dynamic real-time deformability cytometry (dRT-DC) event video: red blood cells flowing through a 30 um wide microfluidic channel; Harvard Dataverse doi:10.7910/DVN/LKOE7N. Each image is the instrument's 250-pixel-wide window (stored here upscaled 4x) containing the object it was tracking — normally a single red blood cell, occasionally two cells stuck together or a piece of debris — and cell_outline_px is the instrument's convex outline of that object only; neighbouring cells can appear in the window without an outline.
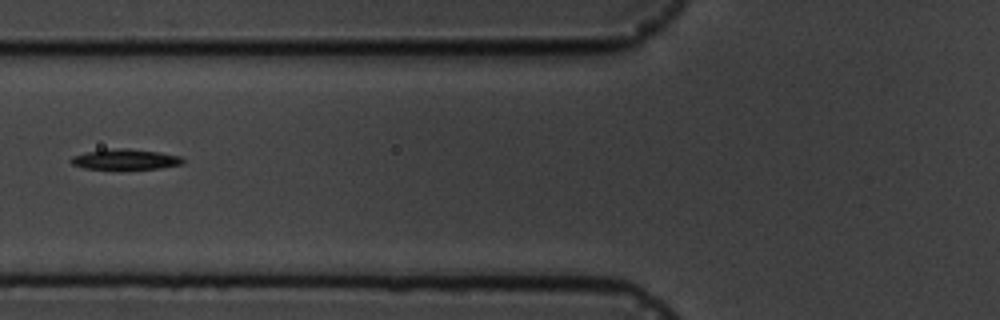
{"species": "common noctule bat (a hibernating species)", "species_latin": "Nyctalus noctula", "temperature_condition": "cold", "stored_images_in_passage": 2, "camera_frame_rate_fps": 3000, "um_per_image_px": 0.085, "animal": {"sex": "male", "body_mass_g": 19.5, "forearm_length_mm": 54.6}, "frame": {"image": 1, "passage_image": 2, "time_ms": 1.0, "image_size_px": [1000, 320], "cell_outline_px": [[184, 160], [180, 164], [160, 168], [84, 168], [72, 164], [68, 160], [72, 156], [88, 152], [124, 148], [128, 148], [160, 152], [180, 156]], "centroid_in_image_um": [10.65, 13.53], "position_along_channel_um": 115.1, "area_um2": 12.83}}